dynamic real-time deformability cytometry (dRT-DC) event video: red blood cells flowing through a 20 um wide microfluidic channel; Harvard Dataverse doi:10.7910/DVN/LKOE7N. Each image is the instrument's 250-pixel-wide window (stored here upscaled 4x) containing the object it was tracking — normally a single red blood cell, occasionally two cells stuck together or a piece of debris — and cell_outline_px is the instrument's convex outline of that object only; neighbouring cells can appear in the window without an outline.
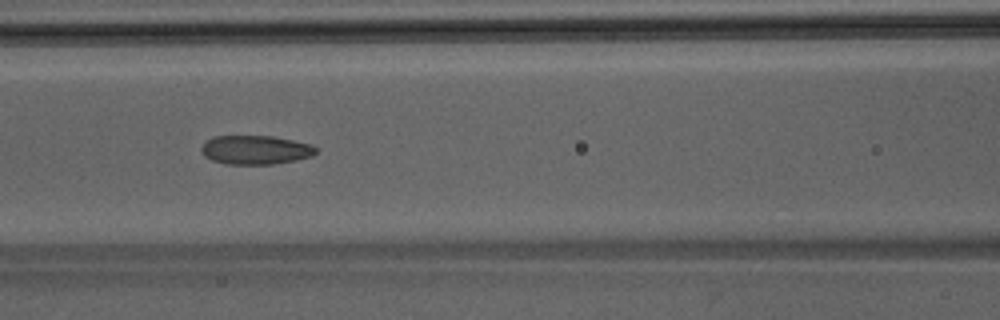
{"species": "Egyptian fruit bat (a non-hibernating species)", "species_latin": "Rousettus aegyptiacus", "temperature_condition": "room temperature", "stored_images_in_passage": 35, "camera_frame_rate_fps": 3000, "um_per_image_px": 0.085, "animal": {"sex": "male"}, "frame": {"image": 1, "passage_image": 8, "time_ms": 2.333, "image_size_px": [1000, 320], "cell_outline_px": [[316, 152], [312, 156], [296, 160], [272, 164], [224, 164], [212, 160], [204, 156], [200, 152], [200, 148], [212, 136], [272, 136], [312, 144], [316, 148]], "centroid_in_image_um": [21.7, 12.74], "position_along_channel_um": 144.9, "area_um2": 19.36}}
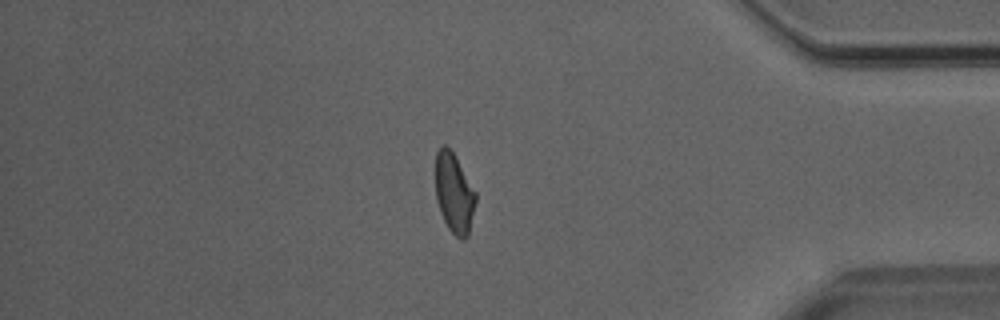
{"frame": {"image": 2, "passage_image": 28, "time_ms": 9.0, "image_size_px": [1000, 320], "cell_outline_px": [[476, 200], [468, 236], [464, 240], [460, 240], [448, 228], [440, 212], [436, 200], [436, 152], [440, 144], [444, 144], [452, 152], [476, 192]], "centroid_in_image_um": [38.59, 16.44], "position_along_channel_um": 396.6, "area_um2": 18.55}}
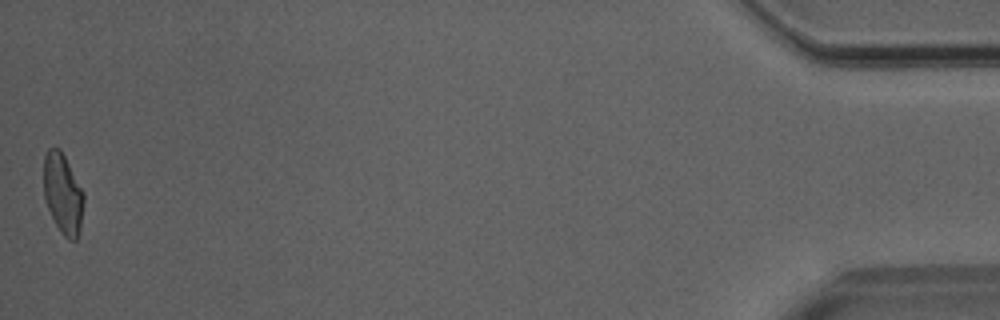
{"frame": {"image": 3, "passage_image": 35, "time_ms": 11.333, "image_size_px": [1000, 320], "cell_outline_px": [[84, 200], [80, 228], [76, 240], [68, 240], [60, 232], [48, 208], [44, 196], [44, 156], [48, 148], [60, 148], [84, 192]], "centroid_in_image_um": [5.35, 16.46], "position_along_channel_um": 429.9, "area_um2": 18.67}}